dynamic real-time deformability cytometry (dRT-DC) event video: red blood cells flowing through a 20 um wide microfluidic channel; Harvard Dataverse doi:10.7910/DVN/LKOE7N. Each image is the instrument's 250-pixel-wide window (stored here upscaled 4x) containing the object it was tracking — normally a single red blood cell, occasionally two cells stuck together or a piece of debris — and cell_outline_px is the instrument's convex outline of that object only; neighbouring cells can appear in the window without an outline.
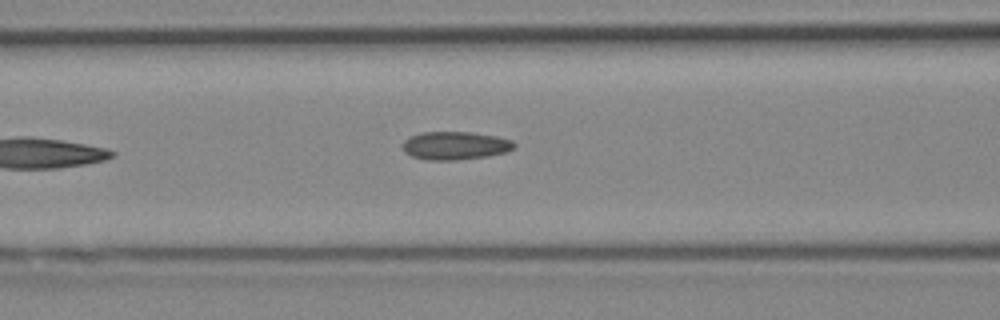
{"species": "Egyptian fruit bat (a non-hibernating species)", "species_latin": "Rousettus aegyptiacus", "temperature_condition": "cold", "stored_images_in_passage": 5, "camera_frame_rate_fps": 3000, "um_per_image_px": 0.085, "animal": {"sex": "female"}, "frame": {"image": 1, "passage_image": 5, "time_ms": 1.333, "image_size_px": [1000, 320], "cell_outline_px": [[516, 148], [508, 152], [488, 156], [456, 160], [428, 160], [412, 156], [404, 152], [404, 140], [420, 132], [472, 132], [496, 136], [512, 140], [516, 144]], "centroid_in_image_um": [38.74, 12.38], "position_along_channel_um": 127.9, "area_um2": 18.38}}